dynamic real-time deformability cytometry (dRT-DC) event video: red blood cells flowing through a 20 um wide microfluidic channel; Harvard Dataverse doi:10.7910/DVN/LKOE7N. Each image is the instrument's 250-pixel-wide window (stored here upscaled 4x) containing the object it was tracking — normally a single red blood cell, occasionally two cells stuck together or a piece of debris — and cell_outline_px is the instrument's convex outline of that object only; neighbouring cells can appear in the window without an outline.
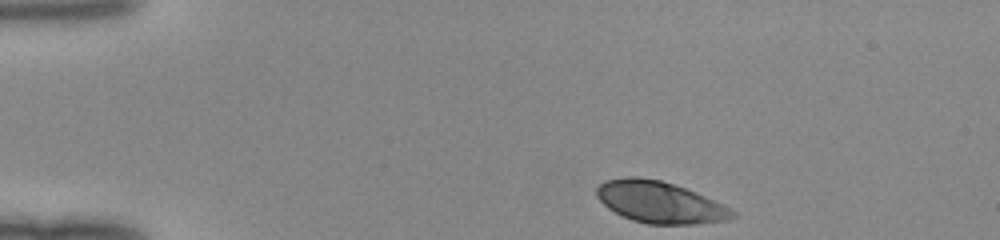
{"species": "human", "species_latin": "Homo sapiens", "temperature_condition": "room temperature", "stored_images_in_passage": 36, "camera_frame_rate_fps": 3000, "um_per_image_px": 0.085, "donor": {"sex": "female"}, "frame": {"image": 1, "passage_image": 1, "time_ms": 0.0, "image_size_px": [1000, 240], "cell_outline_px": [[736, 216], [728, 220], [696, 224], [648, 224], [632, 220], [608, 208], [596, 196], [596, 188], [604, 180], [628, 176], [636, 176], [660, 180], [696, 192], [724, 204], [736, 212]], "centroid_in_image_um": [56.1, 17.19], "position_along_channel_um": 28.9, "area_um2": 32.89}}
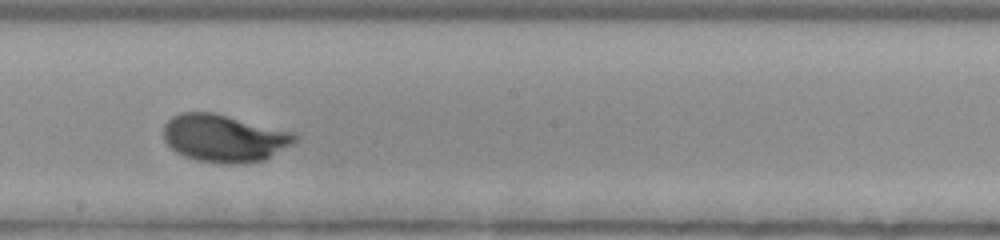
{"frame": {"image": 2, "passage_image": 21, "time_ms": 6.667, "image_size_px": [1000, 240], "cell_outline_px": [[300, 136], [292, 144], [264, 160], [244, 164], [224, 164], [196, 160], [184, 156], [176, 152], [164, 140], [164, 124], [172, 116], [180, 112], [212, 112], [296, 132]], "centroid_in_image_um": [19.07, 11.75], "position_along_channel_um": 229.1, "area_um2": 36.65}}
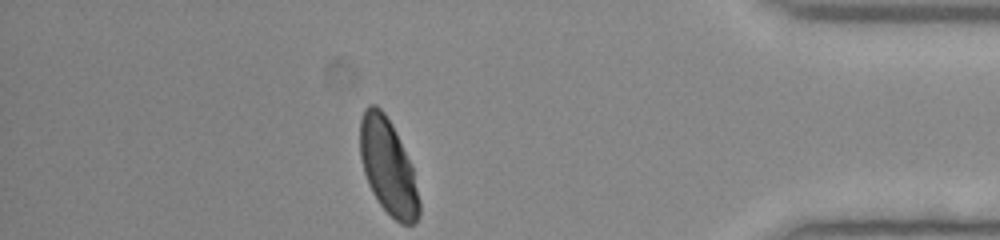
{"frame": {"image": 3, "passage_image": 36, "time_ms": 11.667, "image_size_px": [1000, 240], "cell_outline_px": [[420, 216], [412, 224], [400, 224], [380, 204], [372, 192], [368, 184], [364, 172], [360, 156], [360, 120], [364, 108], [368, 104], [376, 104], [384, 112], [392, 124], [396, 132], [412, 168], [420, 200]], "centroid_in_image_um": [32.97, 14.16], "position_along_channel_um": 402.2, "area_um2": 32.71}}